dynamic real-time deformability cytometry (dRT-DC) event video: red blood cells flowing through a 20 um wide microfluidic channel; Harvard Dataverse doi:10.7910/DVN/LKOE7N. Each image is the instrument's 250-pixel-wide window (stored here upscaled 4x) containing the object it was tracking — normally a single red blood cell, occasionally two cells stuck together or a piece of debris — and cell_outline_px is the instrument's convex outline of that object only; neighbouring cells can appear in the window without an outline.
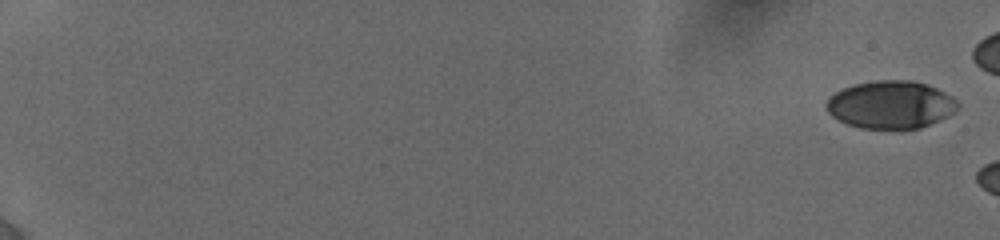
{"species": "human", "species_latin": "Homo sapiens", "temperature_condition": "cold", "stored_images_in_passage": 8, "camera_frame_rate_fps": 3000, "um_per_image_px": 0.085, "donor": {"sex": "female"}, "frame": {"image": 1, "passage_image": 1, "time_ms": 0.0, "image_size_px": [1000, 240], "cell_outline_px": [[960, 108], [920, 128], [860, 128], [848, 124], [832, 116], [828, 112], [824, 104], [828, 96], [844, 88], [856, 84], [876, 80], [912, 80], [928, 84], [952, 96], [960, 104]], "centroid_in_image_um": [75.68, 8.88], "position_along_channel_um": 9.3, "area_um2": 36.3}}